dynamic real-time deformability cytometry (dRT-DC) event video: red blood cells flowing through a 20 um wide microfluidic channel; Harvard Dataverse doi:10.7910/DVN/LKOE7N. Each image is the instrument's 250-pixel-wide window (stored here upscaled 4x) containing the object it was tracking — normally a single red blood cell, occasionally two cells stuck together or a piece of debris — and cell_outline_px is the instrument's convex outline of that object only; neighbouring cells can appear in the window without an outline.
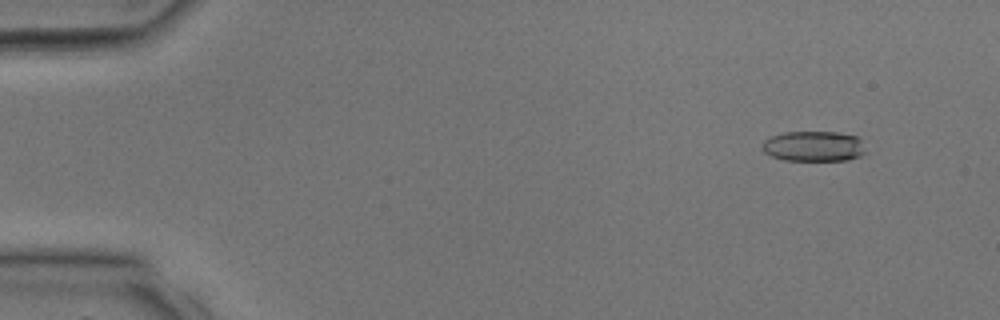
{"species": "common noctule bat (a hibernating species)", "species_latin": "Nyctalus noctula", "temperature_condition": "room temperature", "stored_images_in_passage": 33, "camera_frame_rate_fps": 3000, "um_per_image_px": 0.085, "animal": {"sex": "male", "body_mass_g": 17.9, "forearm_length_mm": 54.2}, "frame": {"image": 1, "passage_image": 3, "time_ms": 0.667, "image_size_px": [1000, 320], "cell_outline_px": [[864, 152], [860, 156], [848, 160], [784, 160], [772, 156], [764, 152], [760, 148], [760, 144], [768, 136], [784, 132], [836, 132], [856, 136], [860, 140]], "centroid_in_image_um": [69.08, 12.42], "position_along_channel_um": 15.9, "area_um2": 18.32}}
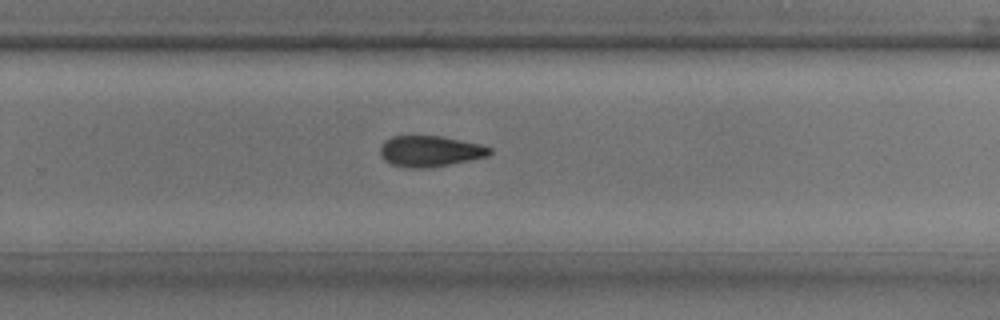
{"frame": {"image": 2, "passage_image": 22, "time_ms": 7.0, "image_size_px": [1000, 320], "cell_outline_px": [[492, 152], [488, 156], [432, 168], [404, 168], [388, 164], [380, 156], [380, 144], [384, 140], [392, 136], [440, 136], [480, 144], [492, 148]], "centroid_in_image_um": [36.5, 12.87], "position_along_channel_um": 293.3, "area_um2": 20.06}}
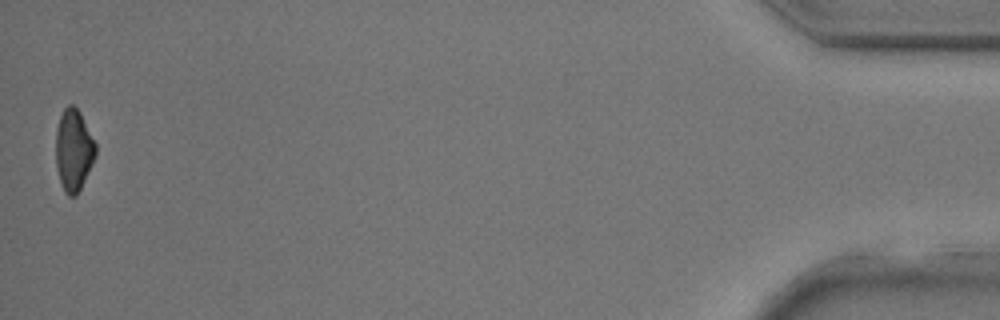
{"frame": {"image": 3, "passage_image": 33, "time_ms": 10.667, "image_size_px": [1000, 320], "cell_outline_px": [[96, 156], [76, 196], [68, 196], [64, 192], [60, 184], [56, 168], [56, 128], [60, 116], [64, 108], [68, 104], [72, 104], [80, 112], [96, 144]], "centroid_in_image_um": [6.24, 12.77], "position_along_channel_um": 429.0, "area_um2": 19.02}}